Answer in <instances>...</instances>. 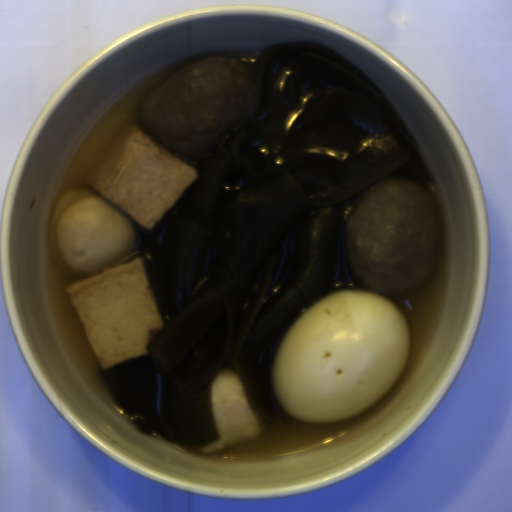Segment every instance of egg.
Wrapping results in <instances>:
<instances>
[{
  "instance_id": "d2b9013d",
  "label": "egg",
  "mask_w": 512,
  "mask_h": 512,
  "mask_svg": "<svg viewBox=\"0 0 512 512\" xmlns=\"http://www.w3.org/2000/svg\"><path fill=\"white\" fill-rule=\"evenodd\" d=\"M410 355L400 308L386 295L342 287L297 311L278 343L271 380L290 416L331 423L381 400Z\"/></svg>"
}]
</instances>
